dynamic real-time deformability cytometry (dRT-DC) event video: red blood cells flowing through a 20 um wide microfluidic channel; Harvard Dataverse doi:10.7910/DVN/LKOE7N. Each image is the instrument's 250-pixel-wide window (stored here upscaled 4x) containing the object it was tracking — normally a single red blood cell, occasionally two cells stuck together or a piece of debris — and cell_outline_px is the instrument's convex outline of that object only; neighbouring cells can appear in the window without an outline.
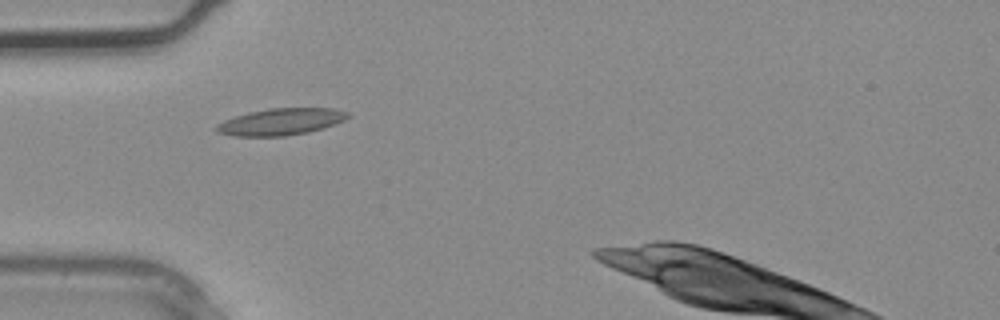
{"species": "common noctule bat (a hibernating species)", "species_latin": "Nyctalus noctula", "temperature_condition": "warm", "stored_images_in_passage": 2, "camera_frame_rate_fps": 3000, "um_per_image_px": 0.085, "animal": {"sex": "male", "body_mass_g": 20.4}, "frame": {"image": 1, "passage_image": 1, "time_ms": 0.0, "image_size_px": [1000, 320], "cell_outline_px": [[352, 116], [336, 124], [324, 128], [308, 132], [284, 136], [232, 136], [220, 132], [212, 128], [216, 124], [224, 120], [248, 112], [268, 108], [336, 108], [348, 112]], "centroid_in_image_um": [23.9, 10.34], "position_along_channel_um": 61.1, "area_um2": 20.69}}
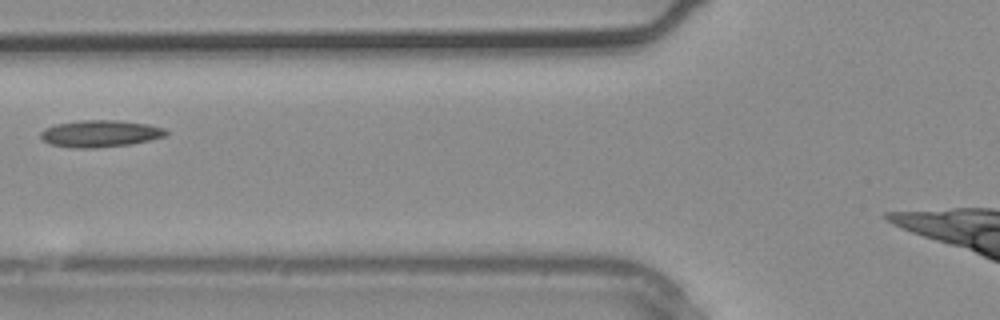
{"frame": {"image": 2, "passage_image": 2, "time_ms": 0.333, "image_size_px": [1000, 320], "cell_outline_px": [[168, 136], [128, 144], [96, 148], [72, 148], [48, 144], [40, 140], [40, 132], [44, 128], [56, 124], [80, 120], [116, 120], [148, 124], [164, 128], [168, 132]], "centroid_in_image_um": [8.46, 11.36], "position_along_channel_um": 117.3, "area_um2": 19.83}}